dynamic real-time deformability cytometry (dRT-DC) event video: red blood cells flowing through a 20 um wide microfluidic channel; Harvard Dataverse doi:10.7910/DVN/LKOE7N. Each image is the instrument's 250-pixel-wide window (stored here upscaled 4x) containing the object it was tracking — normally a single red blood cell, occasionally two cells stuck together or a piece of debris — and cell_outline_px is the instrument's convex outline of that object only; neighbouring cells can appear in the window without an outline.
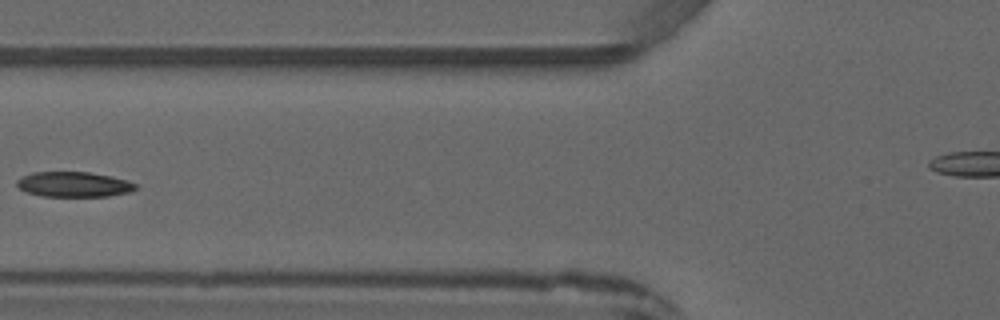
{"species": "common noctule bat (a hibernating species)", "species_latin": "Nyctalus noctula", "temperature_condition": "warm", "stored_images_in_passage": 5, "camera_frame_rate_fps": 3000, "um_per_image_px": 0.085, "animal": {"sex": "male", "forearm_length_mm": 52.5}, "frame": {"image": 1, "passage_image": 5, "time_ms": 4.667, "image_size_px": [1000, 320], "cell_outline_px": [[136, 188], [128, 192], [108, 196], [40, 196], [24, 192], [16, 184], [16, 180], [20, 176], [32, 172], [88, 172], [128, 180], [136, 184]], "centroid_in_image_um": [6.2, 15.67], "position_along_channel_um": 119.6, "area_um2": 17.4}}